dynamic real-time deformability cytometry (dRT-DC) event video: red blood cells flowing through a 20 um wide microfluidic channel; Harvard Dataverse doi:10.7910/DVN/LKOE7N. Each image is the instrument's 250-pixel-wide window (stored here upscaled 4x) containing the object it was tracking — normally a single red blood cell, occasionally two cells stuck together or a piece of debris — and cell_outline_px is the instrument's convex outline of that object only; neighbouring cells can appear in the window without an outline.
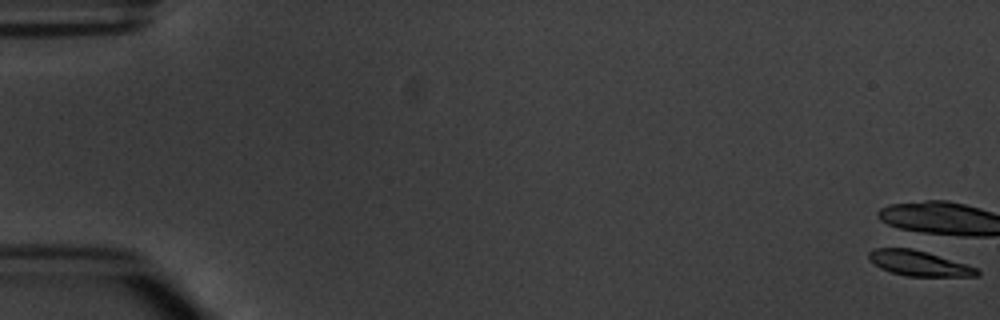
{"species": "common noctule bat (a hibernating species)", "species_latin": "Nyctalus noctula", "temperature_condition": "warm", "stored_images_in_passage": 8, "camera_frame_rate_fps": 3000, "um_per_image_px": 0.085, "animal": {"sex": "male", "body_mass_g": 20.1, "forearm_length_mm": 53.5}, "frame": {"image": 1, "passage_image": 1, "time_ms": 0.0, "image_size_px": [1000, 320], "cell_outline_px": [[980, 272], [976, 276], [908, 276], [892, 272], [880, 268], [868, 260], [868, 252], [876, 248], [900, 244], [904, 244], [976, 268]], "centroid_in_image_um": [77.98, 22.31], "position_along_channel_um": 7.0, "area_um2": 16.36}}
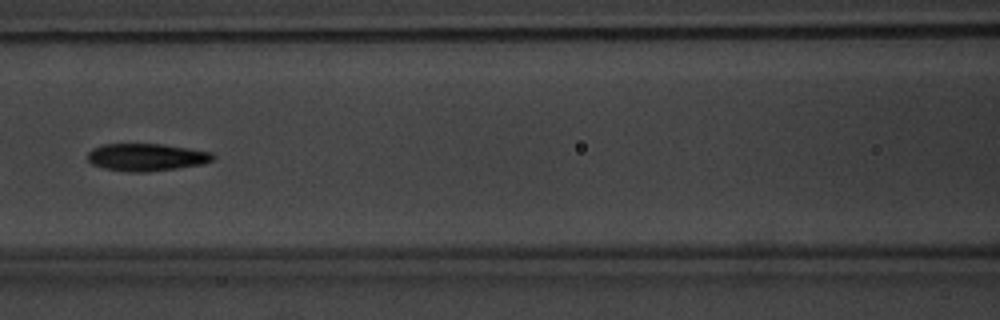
{"frame": {"image": 2, "passage_image": 8, "time_ms": 8.667, "image_size_px": [1000, 320], "cell_outline_px": [[216, 156], [212, 160], [204, 164], [148, 172], [128, 172], [104, 168], [92, 164], [88, 160], [88, 152], [92, 148], [104, 144], [164, 144], [212, 152]], "centroid_in_image_um": [12.46, 13.36], "position_along_channel_um": 154.1, "area_um2": 20.11}}